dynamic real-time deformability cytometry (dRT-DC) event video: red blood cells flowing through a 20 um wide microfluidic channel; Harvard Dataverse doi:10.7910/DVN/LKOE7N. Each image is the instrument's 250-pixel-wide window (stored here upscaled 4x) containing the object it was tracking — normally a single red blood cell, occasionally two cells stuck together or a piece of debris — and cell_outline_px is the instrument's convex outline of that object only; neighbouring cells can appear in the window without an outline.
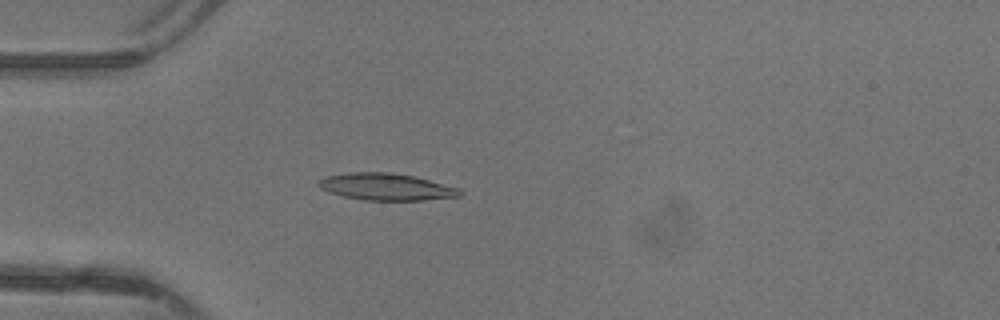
{"species": "common noctule bat (a hibernating species)", "species_latin": "Nyctalus noctula", "temperature_condition": "warm", "stored_images_in_passage": 46, "camera_frame_rate_fps": 3000, "um_per_image_px": 0.085, "animal": {"sex": "female"}, "frame": {"image": 1, "passage_image": 13, "time_ms": 4.0, "image_size_px": [1000, 320], "cell_outline_px": [[464, 192], [460, 196], [424, 200], [364, 200], [344, 196], [328, 192], [320, 188], [316, 184], [320, 180], [328, 176], [348, 172], [392, 172], [412, 176], [460, 188]], "centroid_in_image_um": [32.83, 15.88], "position_along_channel_um": 52.2, "area_um2": 22.08}}
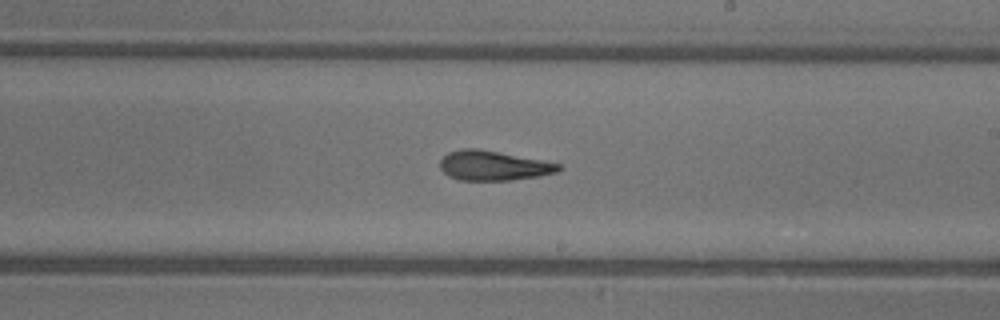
{"frame": {"image": 2, "passage_image": 27, "time_ms": 8.667, "image_size_px": [1000, 320], "cell_outline_px": [[564, 168], [556, 172], [540, 176], [512, 180], [460, 180], [448, 176], [440, 168], [440, 160], [448, 152], [464, 148], [476, 148], [544, 160], [560, 164]], "centroid_in_image_um": [41.95, 14.08], "position_along_channel_um": 247.0, "area_um2": 20.58}}
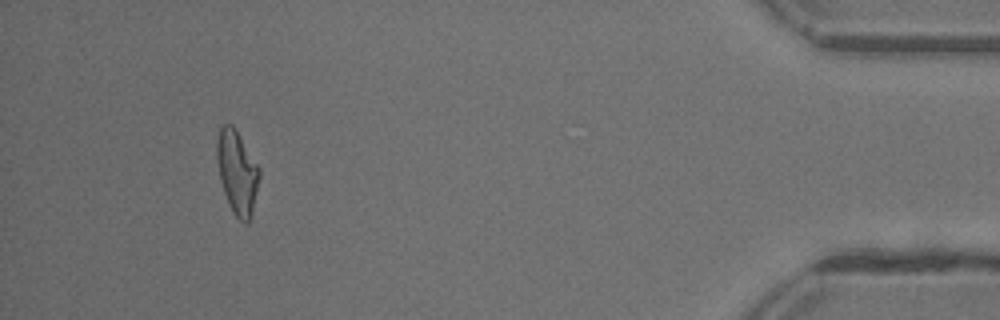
{"frame": {"image": 3, "passage_image": 43, "time_ms": 14.0, "image_size_px": [1000, 320], "cell_outline_px": [[260, 176], [252, 216], [244, 224], [232, 212], [228, 204], [220, 180], [216, 160], [216, 140], [220, 128], [224, 124], [232, 124], [236, 128], [260, 168]], "centroid_in_image_um": [20.15, 14.63], "position_along_channel_um": 415.0, "area_um2": 20.98}, "authors_computed_cell_mechanics": {"area_um2": 20.6346, "velocity_mm_per_s": 4.4084, "shape_relaxation_time_tau1_ms": null, "shape_relaxation_time_tau2_ms": 3.2773, "deformation_change_tau1": null, "deformation_change_tau2": 0.1456}}